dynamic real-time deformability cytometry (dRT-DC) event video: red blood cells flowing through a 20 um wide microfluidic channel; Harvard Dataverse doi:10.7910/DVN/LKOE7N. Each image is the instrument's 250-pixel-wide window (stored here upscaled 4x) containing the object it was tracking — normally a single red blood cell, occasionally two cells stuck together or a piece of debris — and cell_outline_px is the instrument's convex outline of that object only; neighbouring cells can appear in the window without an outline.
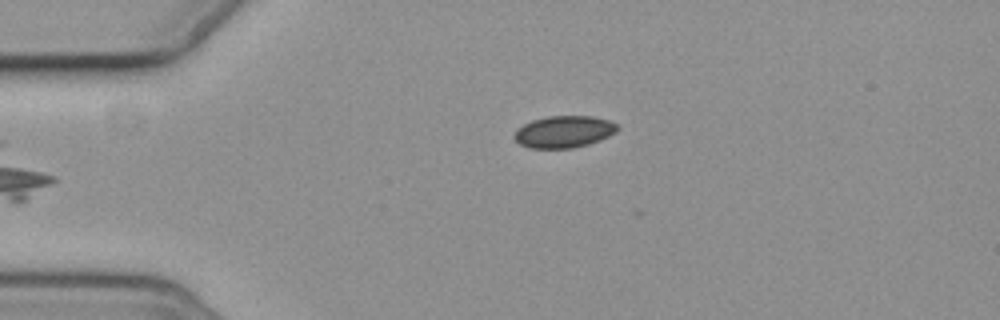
{"species": "common noctule bat (a hibernating species)", "species_latin": "Nyctalus noctula", "temperature_condition": "cold", "stored_images_in_passage": 2, "camera_frame_rate_fps": 3000, "um_per_image_px": 0.085, "animal": {"sex": "female", "body_mass_g": 19.3, "forearm_length_mm": 54.1}, "frame": {"image": 1, "passage_image": 2, "time_ms": 1.0, "image_size_px": [1000, 320], "cell_outline_px": [[620, 128], [616, 132], [600, 140], [588, 144], [572, 148], [528, 148], [520, 144], [512, 136], [524, 124], [532, 120], [548, 116], [592, 116], [608, 120], [616, 124]], "centroid_in_image_um": [47.94, 11.2], "position_along_channel_um": 37.1, "area_um2": 19.07}}